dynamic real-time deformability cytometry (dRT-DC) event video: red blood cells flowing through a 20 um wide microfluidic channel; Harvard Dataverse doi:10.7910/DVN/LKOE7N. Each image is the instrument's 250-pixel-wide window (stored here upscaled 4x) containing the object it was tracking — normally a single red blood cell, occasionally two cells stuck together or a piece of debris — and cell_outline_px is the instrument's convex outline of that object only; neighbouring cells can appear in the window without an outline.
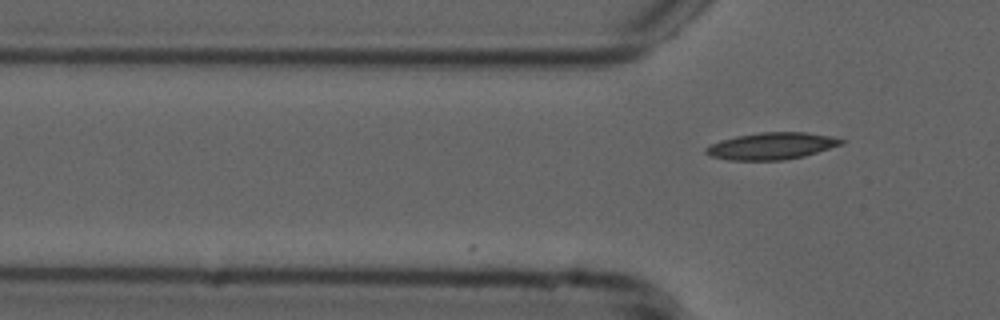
{"species": "common noctule bat (a hibernating species)", "species_latin": "Nyctalus noctula", "temperature_condition": "cold", "stored_images_in_passage": 2, "camera_frame_rate_fps": 3000, "um_per_image_px": 0.085, "animal": {"sex": "male", "forearm_length_mm": 52.5}, "frame": {"image": 1, "passage_image": 2, "time_ms": 0.333, "image_size_px": [1000, 320], "cell_outline_px": [[848, 140], [844, 144], [804, 156], [784, 160], [728, 160], [712, 156], [704, 152], [704, 148], [720, 140], [736, 136], [760, 132], [804, 132], [828, 136]], "centroid_in_image_um": [65.6, 12.41], "position_along_channel_um": 60.2, "area_um2": 21.21}}